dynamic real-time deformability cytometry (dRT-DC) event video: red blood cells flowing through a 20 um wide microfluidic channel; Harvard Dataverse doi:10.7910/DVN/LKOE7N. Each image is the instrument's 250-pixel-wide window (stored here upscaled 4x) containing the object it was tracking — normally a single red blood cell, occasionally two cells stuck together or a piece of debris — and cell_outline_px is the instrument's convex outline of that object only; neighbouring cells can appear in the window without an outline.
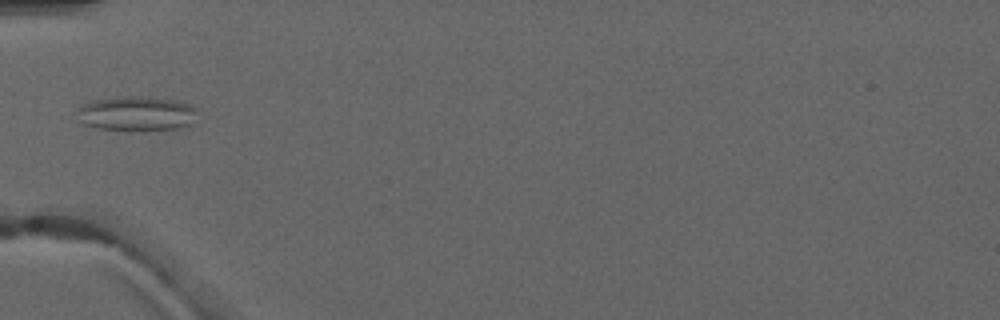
{"species": "common noctule bat (a hibernating species)", "species_latin": "Nyctalus noctula", "temperature_condition": "warm", "stored_images_in_passage": 2, "camera_frame_rate_fps": 3000, "um_per_image_px": 0.085, "animal": {"sex": "male", "forearm_length_mm": 52.5}, "frame": {"image": 1, "passage_image": 2, "time_ms": 1.0, "image_size_px": [1000, 320], "cell_outline_px": [[196, 112], [192, 124], [180, 128], [96, 128], [84, 124], [80, 120], [80, 108], [84, 104], [96, 100], [124, 96], [136, 96], [172, 100], [188, 104], [196, 108]], "centroid_in_image_um": [11.64, 9.62], "position_along_channel_um": 73.4, "area_um2": 23.0}}